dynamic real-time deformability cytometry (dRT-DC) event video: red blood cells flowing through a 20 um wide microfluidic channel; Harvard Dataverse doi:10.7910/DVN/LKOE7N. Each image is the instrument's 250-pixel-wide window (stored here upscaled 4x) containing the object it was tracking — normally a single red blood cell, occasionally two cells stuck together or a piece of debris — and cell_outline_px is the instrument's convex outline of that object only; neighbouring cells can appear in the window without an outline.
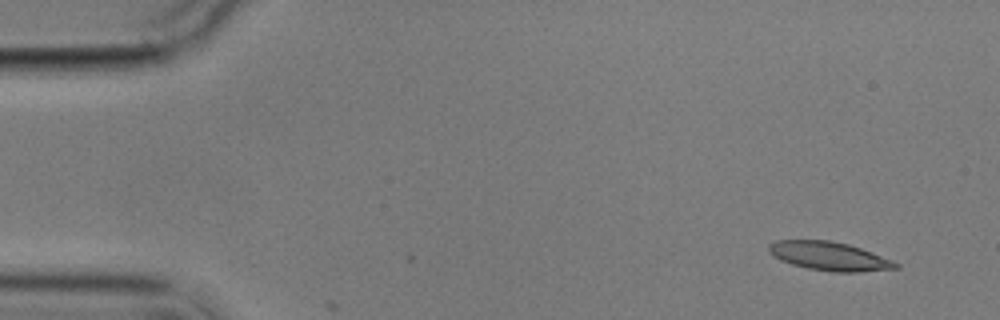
{"species": "common noctule bat (a hibernating species)", "species_latin": "Nyctalus noctula", "temperature_condition": "cold", "stored_images_in_passage": 5, "camera_frame_rate_fps": 3000, "um_per_image_px": 0.085, "animal": {"sex": "male", "body_mass_g": 17.9}, "frame": {"image": 1, "passage_image": 1, "time_ms": 0.0, "image_size_px": [1000, 320], "cell_outline_px": [[900, 268], [860, 272], [832, 272], [808, 268], [792, 264], [780, 260], [768, 252], [768, 244], [776, 240], [828, 240], [848, 244], [872, 252], [892, 260], [900, 264]], "centroid_in_image_um": [70.49, 21.77], "position_along_channel_um": 14.5, "area_um2": 21.27}}
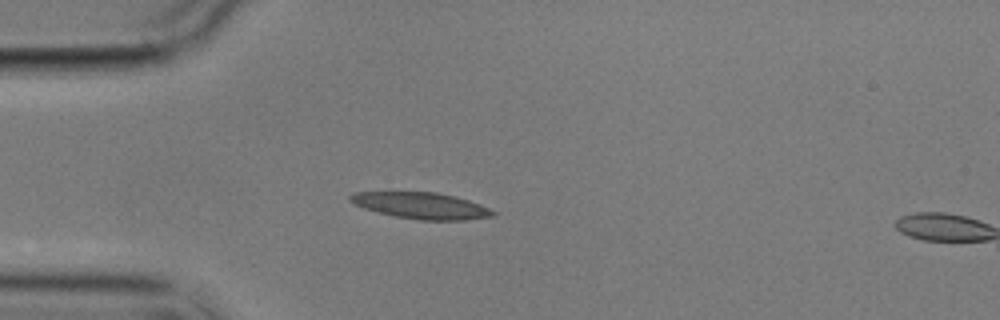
{"frame": {"image": 2, "passage_image": 4, "time_ms": 3.667, "image_size_px": [1000, 320], "cell_outline_px": [[496, 216], [464, 220], [420, 220], [396, 216], [376, 212], [364, 208], [348, 200], [348, 196], [352, 192], [436, 192], [456, 196], [480, 204], [496, 212]], "centroid_in_image_um": [35.81, 17.47], "position_along_channel_um": 49.2, "area_um2": 21.96}}